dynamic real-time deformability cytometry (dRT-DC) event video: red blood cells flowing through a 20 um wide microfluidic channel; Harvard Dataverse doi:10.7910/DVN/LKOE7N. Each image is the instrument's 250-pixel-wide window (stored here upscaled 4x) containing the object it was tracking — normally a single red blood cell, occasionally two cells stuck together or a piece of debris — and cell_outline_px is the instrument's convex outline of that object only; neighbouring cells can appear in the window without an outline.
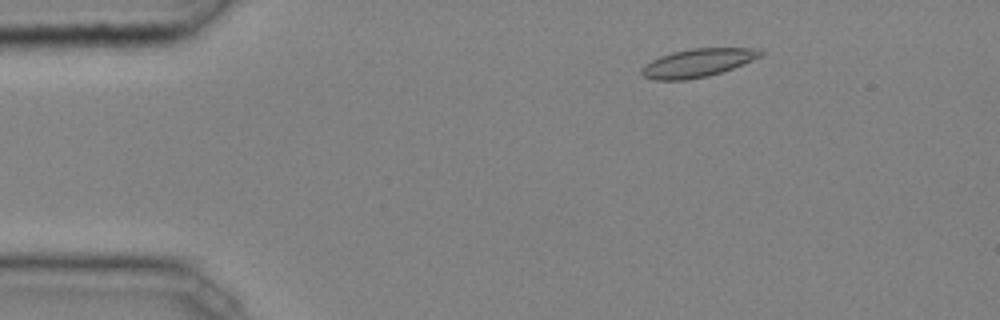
{"species": "common noctule bat (a hibernating species)", "species_latin": "Nyctalus noctula", "temperature_condition": "cold", "stored_images_in_passage": 41, "camera_frame_rate_fps": 3000, "um_per_image_px": 0.085, "animal": {"sex": "male", "body_mass_g": 20.4}, "frame": {"image": 1, "passage_image": 6, "time_ms": 1.667, "image_size_px": [1000, 320], "cell_outline_px": [[764, 52], [760, 56], [752, 60], [732, 68], [708, 76], [684, 80], [652, 80], [644, 76], [640, 72], [640, 68], [644, 64], [660, 56], [672, 52], [692, 48], [752, 48]], "centroid_in_image_um": [59.23, 5.35], "position_along_channel_um": 25.8, "area_um2": 19.42}}
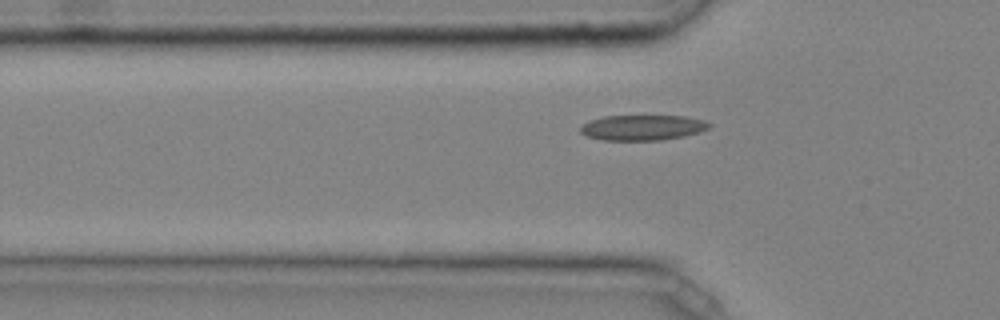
{"frame": {"image": 2, "passage_image": 14, "time_ms": 4.333, "image_size_px": [1000, 320], "cell_outline_px": [[712, 124], [708, 128], [700, 132], [684, 136], [660, 140], [604, 140], [584, 136], [580, 132], [580, 124], [588, 120], [604, 116], [684, 116], [704, 120]], "centroid_in_image_um": [54.56, 10.84], "position_along_channel_um": 71.2, "area_um2": 19.19}}
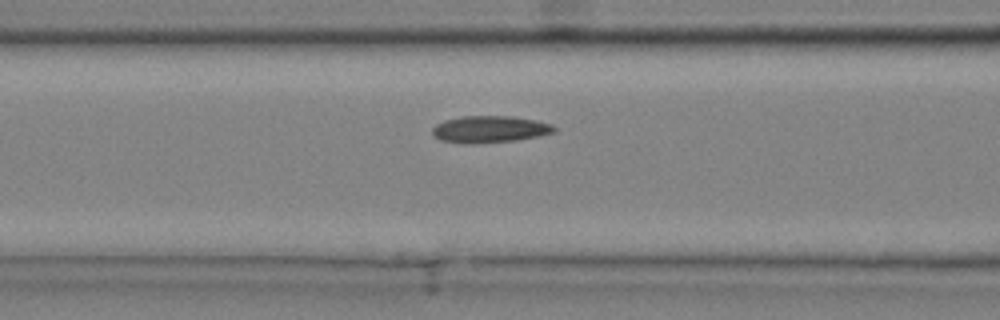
{"frame": {"image": 3, "passage_image": 18, "time_ms": 5.667, "image_size_px": [1000, 320], "cell_outline_px": [[556, 132], [516, 140], [476, 144], [464, 144], [440, 140], [432, 136], [432, 128], [436, 124], [444, 120], [460, 116], [512, 116], [536, 120], [552, 124], [556, 128]], "centroid_in_image_um": [41.59, 10.99], "position_along_channel_um": 125.0, "area_um2": 19.31}, "authors_computed_cell_mechanics": {"area_um2": 18.6116, "velocity_mm_per_s": 4.0273, "shape_relaxation_time_tau1_ms": 3.0347, "shape_relaxation_time_tau2_ms": 5.4465, "deformation_change_tau1": 0.0887, "deformation_change_tau2": 0.0849}}